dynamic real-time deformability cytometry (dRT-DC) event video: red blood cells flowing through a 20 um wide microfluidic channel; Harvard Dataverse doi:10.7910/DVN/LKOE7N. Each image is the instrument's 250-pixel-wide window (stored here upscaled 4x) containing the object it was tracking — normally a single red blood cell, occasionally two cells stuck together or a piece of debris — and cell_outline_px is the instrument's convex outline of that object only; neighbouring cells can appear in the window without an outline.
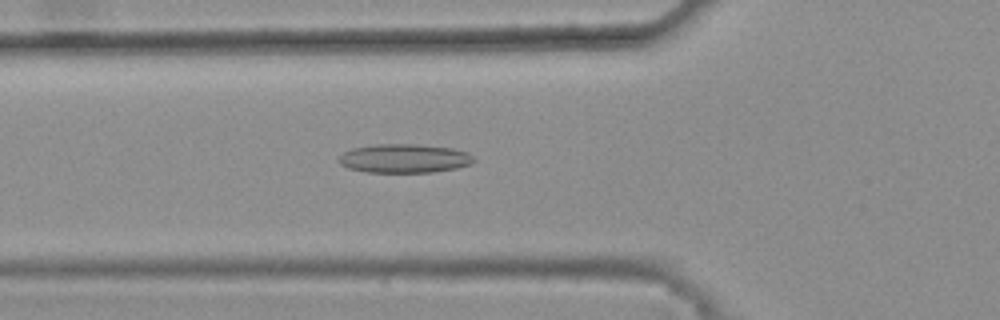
{"species": "common noctule bat (a hibernating species)", "species_latin": "Nyctalus noctula", "temperature_condition": "warm", "stored_images_in_passage": 45, "camera_frame_rate_fps": 3000, "um_per_image_px": 0.085, "animal": {"sex": "female", "body_mass_g": 25.1}, "frame": {"image": 1, "passage_image": 18, "time_ms": 5.667, "image_size_px": [1000, 320], "cell_outline_px": [[476, 160], [468, 164], [456, 168], [432, 172], [368, 172], [348, 168], [340, 164], [336, 160], [344, 152], [352, 148], [376, 144], [416, 144], [452, 148], [468, 152]], "centroid_in_image_um": [34.34, 13.46], "position_along_channel_um": 91.5, "area_um2": 22.66}}
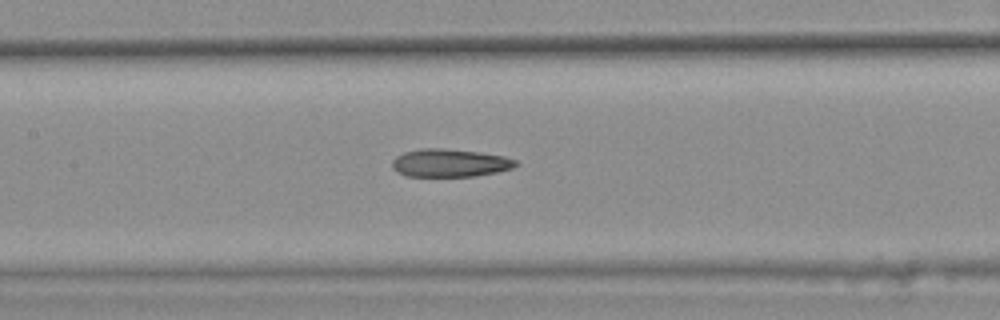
{"frame": {"image": 2, "passage_image": 24, "time_ms": 7.667, "image_size_px": [1000, 320], "cell_outline_px": [[520, 164], [512, 168], [496, 172], [476, 176], [408, 176], [392, 168], [392, 160], [396, 156], [404, 152], [420, 148], [444, 148], [480, 152], [504, 156], [516, 160]], "centroid_in_image_um": [38.25, 13.84], "position_along_channel_um": 169.1, "area_um2": 20.17}}
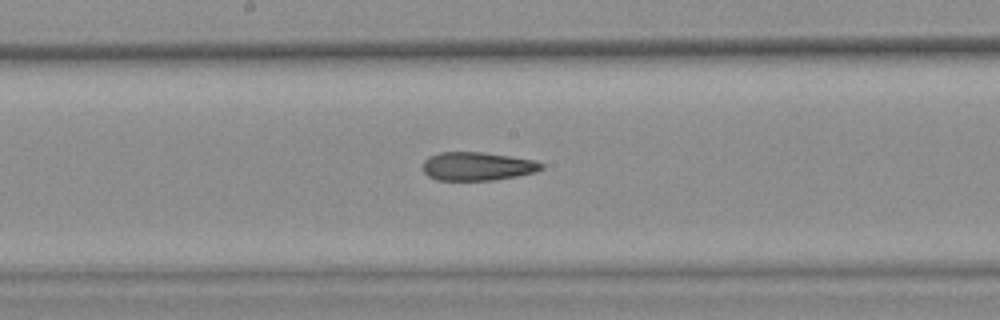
{"frame": {"image": 3, "passage_image": 27, "time_ms": 8.667, "image_size_px": [1000, 320], "cell_outline_px": [[544, 168], [536, 172], [496, 180], [436, 180], [428, 176], [424, 172], [424, 160], [428, 156], [440, 152], [484, 152], [536, 160], [544, 164]], "centroid_in_image_um": [40.6, 14.13], "position_along_channel_um": 207.6, "area_um2": 19.83}, "authors_computed_cell_mechanics": {"area_um2": 20.5768, "velocity_mm_per_s": 3.864, "shape_relaxation_time_tau1_ms": null, "shape_relaxation_time_tau2_ms": 2.6298, "deformation_change_tau1": null, "deformation_change_tau2": 0.13}}